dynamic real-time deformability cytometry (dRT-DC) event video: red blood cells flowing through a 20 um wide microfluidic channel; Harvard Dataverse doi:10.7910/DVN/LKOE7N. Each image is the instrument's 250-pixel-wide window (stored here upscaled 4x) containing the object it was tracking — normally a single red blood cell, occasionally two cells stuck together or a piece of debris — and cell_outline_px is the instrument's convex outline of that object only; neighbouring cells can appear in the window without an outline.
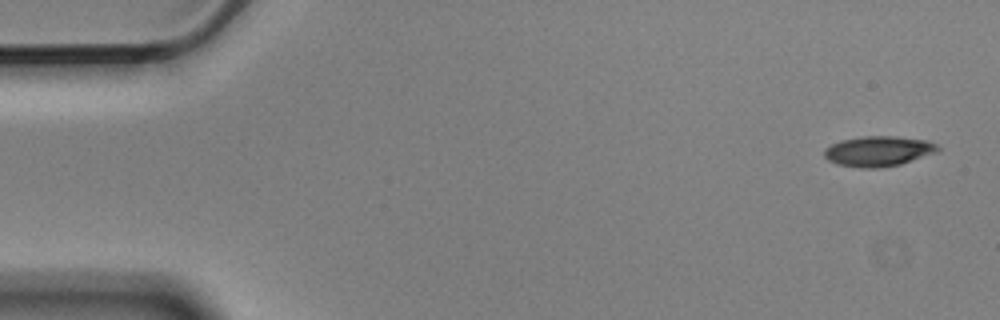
{"species": "Egyptian fruit bat (a non-hibernating species)", "species_latin": "Rousettus aegyptiacus", "temperature_condition": "cold", "stored_images_in_passage": 4, "camera_frame_rate_fps": 3000, "um_per_image_px": 0.085, "animal": {"sex": "male"}, "frame": {"image": 1, "passage_image": 1, "time_ms": 0.0, "image_size_px": [1000, 320], "cell_outline_px": [[940, 152], [900, 164], [880, 168], [860, 168], [836, 164], [828, 160], [824, 156], [824, 148], [840, 140], [864, 136], [896, 136], [928, 140], [936, 144], [940, 148]], "centroid_in_image_um": [74.68, 12.85], "position_along_channel_um": 10.3, "area_um2": 20.29}}
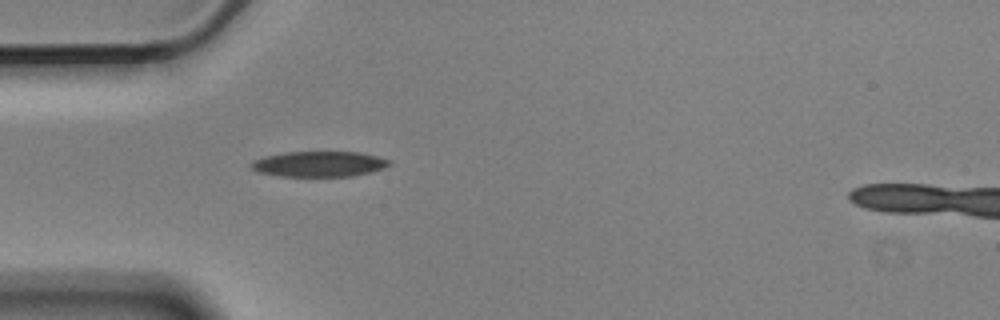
{"frame": {"image": 2, "passage_image": 4, "time_ms": 1.0, "image_size_px": [1000, 320], "cell_outline_px": [[392, 164], [384, 168], [372, 172], [352, 176], [280, 176], [256, 172], [248, 168], [248, 164], [252, 160], [264, 156], [284, 152], [360, 152], [392, 160]], "centroid_in_image_um": [27.08, 13.94], "position_along_channel_um": 57.9, "area_um2": 20.87}}